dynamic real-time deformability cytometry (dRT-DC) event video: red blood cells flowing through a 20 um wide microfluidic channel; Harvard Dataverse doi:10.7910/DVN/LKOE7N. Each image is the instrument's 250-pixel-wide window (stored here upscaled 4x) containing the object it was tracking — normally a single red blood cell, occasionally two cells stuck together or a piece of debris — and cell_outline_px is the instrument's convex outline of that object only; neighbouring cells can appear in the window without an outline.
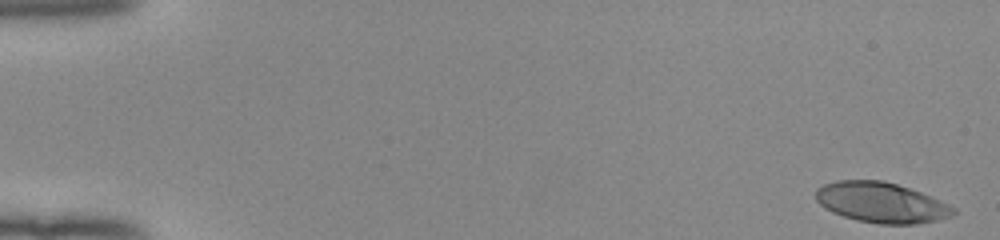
{"species": "human", "species_latin": "Homo sapiens", "temperature_condition": "room temperature", "stored_images_in_passage": 52, "camera_frame_rate_fps": 3000, "um_per_image_px": 0.085, "donor": {"sex": "female"}, "frame": {"image": 1, "passage_image": 1, "time_ms": 0.0, "image_size_px": [1000, 240], "cell_outline_px": [[956, 212], [952, 216], [936, 220], [916, 224], [880, 224], [856, 220], [832, 212], [824, 208], [816, 200], [816, 188], [824, 184], [836, 180], [884, 180], [920, 192], [940, 200], [956, 208]], "centroid_in_image_um": [74.89, 17.21], "position_along_channel_um": 10.1, "area_um2": 32.37}}
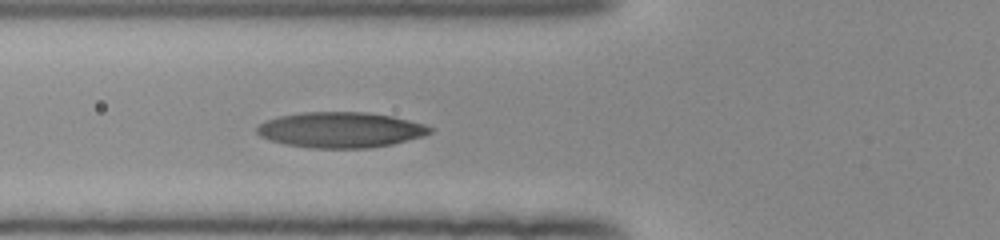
{"frame": {"image": 2, "passage_image": 20, "time_ms": 6.333, "image_size_px": [1000, 240], "cell_outline_px": [[436, 128], [432, 132], [424, 136], [392, 144], [368, 148], [312, 148], [288, 144], [272, 140], [260, 136], [256, 132], [256, 128], [260, 124], [268, 120], [280, 116], [304, 112], [368, 112], [392, 116], [424, 124]], "centroid_in_image_um": [29.01, 11.03], "position_along_channel_um": 96.8, "area_um2": 35.72}}
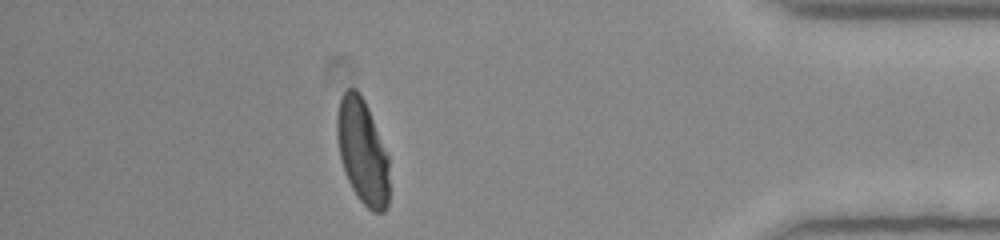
{"frame": {"image": 3, "passage_image": 46, "time_ms": 15.0, "image_size_px": [1000, 240], "cell_outline_px": [[388, 204], [384, 212], [372, 212], [356, 196], [344, 172], [340, 160], [336, 136], [336, 116], [340, 96], [348, 88], [356, 88], [360, 92], [368, 108], [388, 156]], "centroid_in_image_um": [30.78, 12.86], "position_along_channel_um": 404.4, "area_um2": 32.08}, "authors_computed_cell_mechanics": {"area_um2": 33.2928, "velocity_mm_per_s": 3.9789, "shape_relaxation_time_tau1_ms": 4.8547, "shape_relaxation_time_tau2_ms": 0.9112, "deformation_change_tau1": 0.2016, "deformation_change_tau2": 0.0661}}